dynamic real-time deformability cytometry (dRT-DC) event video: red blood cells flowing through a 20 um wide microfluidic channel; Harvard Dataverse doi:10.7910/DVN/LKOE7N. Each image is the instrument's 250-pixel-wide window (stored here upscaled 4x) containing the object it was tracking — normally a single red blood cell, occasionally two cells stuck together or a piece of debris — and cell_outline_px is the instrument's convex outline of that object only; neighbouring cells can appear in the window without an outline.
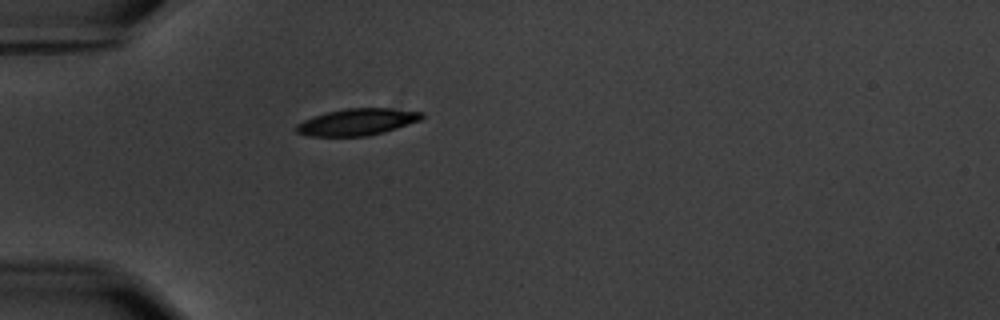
{"species": "common noctule bat (a hibernating species)", "species_latin": "Nyctalus noctula", "temperature_condition": "warm", "stored_images_in_passage": 1, "camera_frame_rate_fps": 3000, "um_per_image_px": 0.085, "animal": {"sex": "male", "body_mass_g": 20.1, "forearm_length_mm": 53.5}, "frame": {"image": 1, "passage_image": 1, "time_ms": 0.0, "image_size_px": [1000, 320], "cell_outline_px": [[424, 116], [420, 120], [384, 132], [364, 136], [308, 136], [296, 132], [296, 124], [312, 116], [344, 108], [388, 108], [424, 112]], "centroid_in_image_um": [30.34, 10.36], "position_along_channel_um": 54.7, "area_um2": 19.48}}